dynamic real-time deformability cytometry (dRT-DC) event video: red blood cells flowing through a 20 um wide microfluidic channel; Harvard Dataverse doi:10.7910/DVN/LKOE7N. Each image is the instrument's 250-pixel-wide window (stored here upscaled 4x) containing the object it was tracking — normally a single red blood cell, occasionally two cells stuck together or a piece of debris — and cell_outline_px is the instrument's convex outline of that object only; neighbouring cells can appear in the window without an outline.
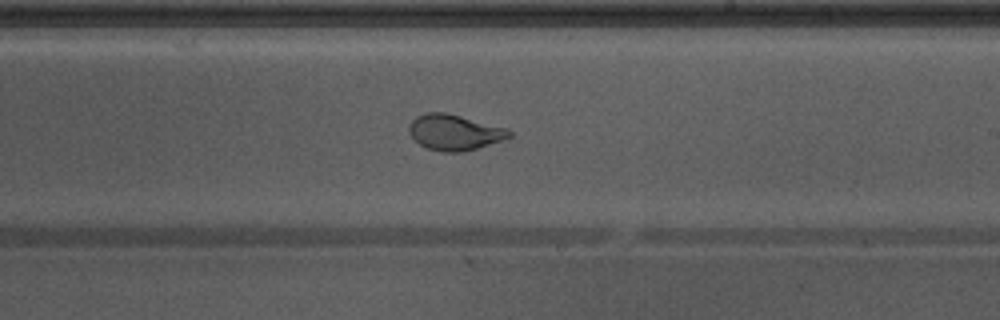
{"species": "Egyptian fruit bat (a non-hibernating species)", "species_latin": "Rousettus aegyptiacus", "temperature_condition": "warm", "stored_images_in_passage": 40, "camera_frame_rate_fps": 3000, "um_per_image_px": 0.085, "animal": {"sex": "male"}, "frame": {"image": 1, "passage_image": 18, "time_ms": 5.667, "image_size_px": [1000, 320], "cell_outline_px": [[512, 136], [476, 148], [460, 152], [444, 152], [428, 148], [420, 144], [408, 132], [408, 124], [416, 116], [428, 112], [444, 112], [460, 116], [504, 128], [512, 132]], "centroid_in_image_um": [38.57, 11.24], "position_along_channel_um": 250.4, "area_um2": 20.35}, "authors_computed_cell_mechanics": {"area_um2": 22.542, "velocity_mm_per_s": 3.9234, "shape_relaxation_time_tau1_ms": 4.867, "shape_relaxation_time_tau2_ms": null, "deformation_change_tau1": 0.1915, "deformation_change_tau2": null}}